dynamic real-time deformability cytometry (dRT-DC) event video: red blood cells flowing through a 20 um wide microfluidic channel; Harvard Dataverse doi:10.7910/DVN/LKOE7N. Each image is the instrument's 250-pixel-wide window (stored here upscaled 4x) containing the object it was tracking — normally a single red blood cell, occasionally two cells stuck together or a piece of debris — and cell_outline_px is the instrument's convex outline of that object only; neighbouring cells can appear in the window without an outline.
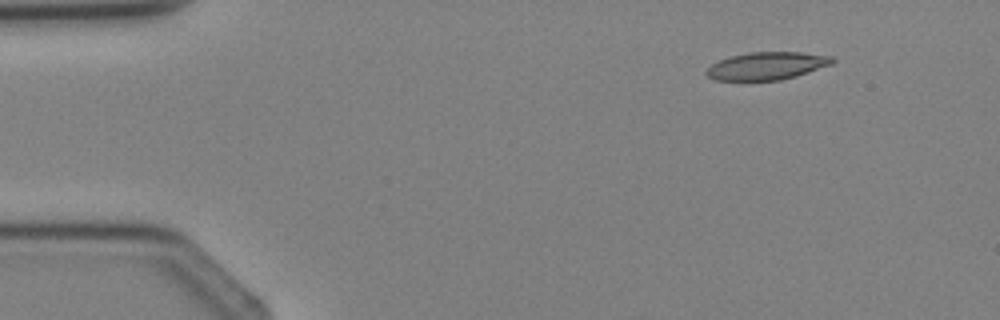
{"species": "Egyptian fruit bat (a non-hibernating species)", "species_latin": "Rousettus aegyptiacus", "temperature_condition": "cold", "stored_images_in_passage": 3, "camera_frame_rate_fps": 3000, "um_per_image_px": 0.085, "animal": {"sex": "female"}, "frame": {"image": 1, "passage_image": 2, "time_ms": 1.0, "image_size_px": [1000, 320], "cell_outline_px": [[836, 60], [832, 64], [796, 76], [780, 80], [716, 80], [708, 76], [704, 72], [712, 64], [720, 60], [732, 56], [748, 52], [800, 52], [832, 56]], "centroid_in_image_um": [65.2, 5.59], "position_along_channel_um": 19.8, "area_um2": 20.17}}
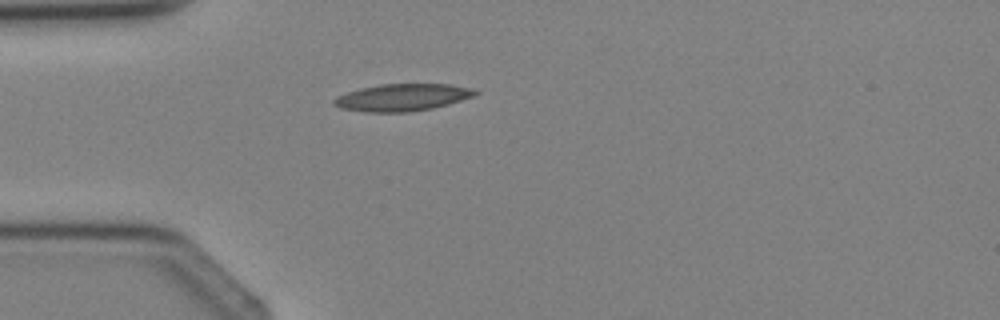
{"frame": {"image": 2, "passage_image": 3, "time_ms": 3.0, "image_size_px": [1000, 320], "cell_outline_px": [[480, 92], [476, 96], [448, 104], [432, 108], [408, 112], [364, 112], [340, 108], [332, 104], [332, 100], [336, 96], [360, 88], [380, 84], [448, 84], [476, 88]], "centroid_in_image_um": [34.22, 8.27], "position_along_channel_um": 50.8, "area_um2": 22.6}}